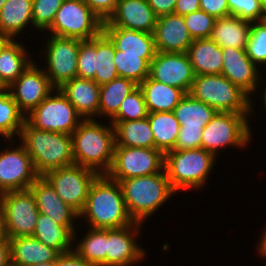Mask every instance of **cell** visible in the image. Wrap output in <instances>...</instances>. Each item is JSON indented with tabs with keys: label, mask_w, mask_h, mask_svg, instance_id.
<instances>
[{
	"label": "cell",
	"mask_w": 266,
	"mask_h": 266,
	"mask_svg": "<svg viewBox=\"0 0 266 266\" xmlns=\"http://www.w3.org/2000/svg\"><path fill=\"white\" fill-rule=\"evenodd\" d=\"M91 228L111 229L132 225L119 182L98 175L92 182L79 220Z\"/></svg>",
	"instance_id": "cell-1"
},
{
	"label": "cell",
	"mask_w": 266,
	"mask_h": 266,
	"mask_svg": "<svg viewBox=\"0 0 266 266\" xmlns=\"http://www.w3.org/2000/svg\"><path fill=\"white\" fill-rule=\"evenodd\" d=\"M71 137L75 164L106 175L112 166L116 145L113 125L83 119Z\"/></svg>",
	"instance_id": "cell-2"
},
{
	"label": "cell",
	"mask_w": 266,
	"mask_h": 266,
	"mask_svg": "<svg viewBox=\"0 0 266 266\" xmlns=\"http://www.w3.org/2000/svg\"><path fill=\"white\" fill-rule=\"evenodd\" d=\"M17 139L30 155L39 176L75 164L69 134L39 130L25 120Z\"/></svg>",
	"instance_id": "cell-3"
},
{
	"label": "cell",
	"mask_w": 266,
	"mask_h": 266,
	"mask_svg": "<svg viewBox=\"0 0 266 266\" xmlns=\"http://www.w3.org/2000/svg\"><path fill=\"white\" fill-rule=\"evenodd\" d=\"M119 184L128 214L134 222L142 224L177 194L164 169L152 175L121 180Z\"/></svg>",
	"instance_id": "cell-4"
},
{
	"label": "cell",
	"mask_w": 266,
	"mask_h": 266,
	"mask_svg": "<svg viewBox=\"0 0 266 266\" xmlns=\"http://www.w3.org/2000/svg\"><path fill=\"white\" fill-rule=\"evenodd\" d=\"M216 156L203 148L172 150L164 154V170L171 188L177 192L200 190L207 184Z\"/></svg>",
	"instance_id": "cell-5"
},
{
	"label": "cell",
	"mask_w": 266,
	"mask_h": 266,
	"mask_svg": "<svg viewBox=\"0 0 266 266\" xmlns=\"http://www.w3.org/2000/svg\"><path fill=\"white\" fill-rule=\"evenodd\" d=\"M189 94L217 112L253 113L255 115L253 99L222 74L195 76Z\"/></svg>",
	"instance_id": "cell-6"
},
{
	"label": "cell",
	"mask_w": 266,
	"mask_h": 266,
	"mask_svg": "<svg viewBox=\"0 0 266 266\" xmlns=\"http://www.w3.org/2000/svg\"><path fill=\"white\" fill-rule=\"evenodd\" d=\"M253 113L217 112L203 128L201 148L216 157L223 148L244 149L252 142L249 116Z\"/></svg>",
	"instance_id": "cell-7"
},
{
	"label": "cell",
	"mask_w": 266,
	"mask_h": 266,
	"mask_svg": "<svg viewBox=\"0 0 266 266\" xmlns=\"http://www.w3.org/2000/svg\"><path fill=\"white\" fill-rule=\"evenodd\" d=\"M103 23L83 0H64L45 33L90 40L103 32Z\"/></svg>",
	"instance_id": "cell-8"
},
{
	"label": "cell",
	"mask_w": 266,
	"mask_h": 266,
	"mask_svg": "<svg viewBox=\"0 0 266 266\" xmlns=\"http://www.w3.org/2000/svg\"><path fill=\"white\" fill-rule=\"evenodd\" d=\"M25 120L39 130L71 135L83 118L59 88H55Z\"/></svg>",
	"instance_id": "cell-9"
},
{
	"label": "cell",
	"mask_w": 266,
	"mask_h": 266,
	"mask_svg": "<svg viewBox=\"0 0 266 266\" xmlns=\"http://www.w3.org/2000/svg\"><path fill=\"white\" fill-rule=\"evenodd\" d=\"M0 208L4 215L8 239L34 234L40 212L30 189L0 194Z\"/></svg>",
	"instance_id": "cell-10"
},
{
	"label": "cell",
	"mask_w": 266,
	"mask_h": 266,
	"mask_svg": "<svg viewBox=\"0 0 266 266\" xmlns=\"http://www.w3.org/2000/svg\"><path fill=\"white\" fill-rule=\"evenodd\" d=\"M43 45L42 68L54 88L77 77V59L81 39L49 35Z\"/></svg>",
	"instance_id": "cell-11"
},
{
	"label": "cell",
	"mask_w": 266,
	"mask_h": 266,
	"mask_svg": "<svg viewBox=\"0 0 266 266\" xmlns=\"http://www.w3.org/2000/svg\"><path fill=\"white\" fill-rule=\"evenodd\" d=\"M163 169L164 154L158 149L115 146L113 163L106 175L120 182L159 173Z\"/></svg>",
	"instance_id": "cell-12"
},
{
	"label": "cell",
	"mask_w": 266,
	"mask_h": 266,
	"mask_svg": "<svg viewBox=\"0 0 266 266\" xmlns=\"http://www.w3.org/2000/svg\"><path fill=\"white\" fill-rule=\"evenodd\" d=\"M16 141L18 139H5L9 147L0 151V194L29 189L39 177L25 147Z\"/></svg>",
	"instance_id": "cell-13"
},
{
	"label": "cell",
	"mask_w": 266,
	"mask_h": 266,
	"mask_svg": "<svg viewBox=\"0 0 266 266\" xmlns=\"http://www.w3.org/2000/svg\"><path fill=\"white\" fill-rule=\"evenodd\" d=\"M58 196L78 214L83 210L88 191L98 174L83 166L72 164L43 175Z\"/></svg>",
	"instance_id": "cell-14"
},
{
	"label": "cell",
	"mask_w": 266,
	"mask_h": 266,
	"mask_svg": "<svg viewBox=\"0 0 266 266\" xmlns=\"http://www.w3.org/2000/svg\"><path fill=\"white\" fill-rule=\"evenodd\" d=\"M26 116L36 108L55 88L51 85L44 69L36 60L7 88Z\"/></svg>",
	"instance_id": "cell-15"
},
{
	"label": "cell",
	"mask_w": 266,
	"mask_h": 266,
	"mask_svg": "<svg viewBox=\"0 0 266 266\" xmlns=\"http://www.w3.org/2000/svg\"><path fill=\"white\" fill-rule=\"evenodd\" d=\"M143 225L134 222L129 226L107 229L106 266H132L147 257V251L136 240Z\"/></svg>",
	"instance_id": "cell-16"
},
{
	"label": "cell",
	"mask_w": 266,
	"mask_h": 266,
	"mask_svg": "<svg viewBox=\"0 0 266 266\" xmlns=\"http://www.w3.org/2000/svg\"><path fill=\"white\" fill-rule=\"evenodd\" d=\"M149 77L189 93L195 73L187 53L158 52L150 62Z\"/></svg>",
	"instance_id": "cell-17"
},
{
	"label": "cell",
	"mask_w": 266,
	"mask_h": 266,
	"mask_svg": "<svg viewBox=\"0 0 266 266\" xmlns=\"http://www.w3.org/2000/svg\"><path fill=\"white\" fill-rule=\"evenodd\" d=\"M29 189L35 197L39 212L47 215L55 223L67 227L73 233V244H75L78 237L76 221L79 219V214L58 196L44 176H39Z\"/></svg>",
	"instance_id": "cell-18"
},
{
	"label": "cell",
	"mask_w": 266,
	"mask_h": 266,
	"mask_svg": "<svg viewBox=\"0 0 266 266\" xmlns=\"http://www.w3.org/2000/svg\"><path fill=\"white\" fill-rule=\"evenodd\" d=\"M223 65L222 75L230 80L233 84L239 86L251 98L255 92L259 91L258 88L262 74L259 67H257L248 57L245 49L223 47ZM254 93V94H253Z\"/></svg>",
	"instance_id": "cell-19"
},
{
	"label": "cell",
	"mask_w": 266,
	"mask_h": 266,
	"mask_svg": "<svg viewBox=\"0 0 266 266\" xmlns=\"http://www.w3.org/2000/svg\"><path fill=\"white\" fill-rule=\"evenodd\" d=\"M157 16L147 0H119L103 26H114L153 34Z\"/></svg>",
	"instance_id": "cell-20"
},
{
	"label": "cell",
	"mask_w": 266,
	"mask_h": 266,
	"mask_svg": "<svg viewBox=\"0 0 266 266\" xmlns=\"http://www.w3.org/2000/svg\"><path fill=\"white\" fill-rule=\"evenodd\" d=\"M153 36L158 52L186 53L193 42L183 16L176 14L157 17Z\"/></svg>",
	"instance_id": "cell-21"
},
{
	"label": "cell",
	"mask_w": 266,
	"mask_h": 266,
	"mask_svg": "<svg viewBox=\"0 0 266 266\" xmlns=\"http://www.w3.org/2000/svg\"><path fill=\"white\" fill-rule=\"evenodd\" d=\"M59 89L83 119H98L100 85L94 80L76 77Z\"/></svg>",
	"instance_id": "cell-22"
},
{
	"label": "cell",
	"mask_w": 266,
	"mask_h": 266,
	"mask_svg": "<svg viewBox=\"0 0 266 266\" xmlns=\"http://www.w3.org/2000/svg\"><path fill=\"white\" fill-rule=\"evenodd\" d=\"M11 266H31L52 262L60 253L33 236L9 239Z\"/></svg>",
	"instance_id": "cell-23"
},
{
	"label": "cell",
	"mask_w": 266,
	"mask_h": 266,
	"mask_svg": "<svg viewBox=\"0 0 266 266\" xmlns=\"http://www.w3.org/2000/svg\"><path fill=\"white\" fill-rule=\"evenodd\" d=\"M103 33L121 54L156 55L154 36L151 33L127 28L103 26Z\"/></svg>",
	"instance_id": "cell-24"
},
{
	"label": "cell",
	"mask_w": 266,
	"mask_h": 266,
	"mask_svg": "<svg viewBox=\"0 0 266 266\" xmlns=\"http://www.w3.org/2000/svg\"><path fill=\"white\" fill-rule=\"evenodd\" d=\"M186 53L195 76L222 73V50L212 39H194Z\"/></svg>",
	"instance_id": "cell-25"
},
{
	"label": "cell",
	"mask_w": 266,
	"mask_h": 266,
	"mask_svg": "<svg viewBox=\"0 0 266 266\" xmlns=\"http://www.w3.org/2000/svg\"><path fill=\"white\" fill-rule=\"evenodd\" d=\"M250 28V21L230 15L215 20L209 38L221 48L246 49L250 36Z\"/></svg>",
	"instance_id": "cell-26"
},
{
	"label": "cell",
	"mask_w": 266,
	"mask_h": 266,
	"mask_svg": "<svg viewBox=\"0 0 266 266\" xmlns=\"http://www.w3.org/2000/svg\"><path fill=\"white\" fill-rule=\"evenodd\" d=\"M138 86L143 92L148 113L173 111L186 95L182 89L157 82L149 76Z\"/></svg>",
	"instance_id": "cell-27"
},
{
	"label": "cell",
	"mask_w": 266,
	"mask_h": 266,
	"mask_svg": "<svg viewBox=\"0 0 266 266\" xmlns=\"http://www.w3.org/2000/svg\"><path fill=\"white\" fill-rule=\"evenodd\" d=\"M32 3L33 0H7L0 10V31L17 40L23 30L26 32L28 27L31 28Z\"/></svg>",
	"instance_id": "cell-28"
},
{
	"label": "cell",
	"mask_w": 266,
	"mask_h": 266,
	"mask_svg": "<svg viewBox=\"0 0 266 266\" xmlns=\"http://www.w3.org/2000/svg\"><path fill=\"white\" fill-rule=\"evenodd\" d=\"M114 127L115 146L155 148L148 118L132 121H109Z\"/></svg>",
	"instance_id": "cell-29"
},
{
	"label": "cell",
	"mask_w": 266,
	"mask_h": 266,
	"mask_svg": "<svg viewBox=\"0 0 266 266\" xmlns=\"http://www.w3.org/2000/svg\"><path fill=\"white\" fill-rule=\"evenodd\" d=\"M12 40L0 55V79L8 88L34 61L27 46Z\"/></svg>",
	"instance_id": "cell-30"
},
{
	"label": "cell",
	"mask_w": 266,
	"mask_h": 266,
	"mask_svg": "<svg viewBox=\"0 0 266 266\" xmlns=\"http://www.w3.org/2000/svg\"><path fill=\"white\" fill-rule=\"evenodd\" d=\"M173 113L180 123V127L192 130H203L217 111L187 93L174 108Z\"/></svg>",
	"instance_id": "cell-31"
},
{
	"label": "cell",
	"mask_w": 266,
	"mask_h": 266,
	"mask_svg": "<svg viewBox=\"0 0 266 266\" xmlns=\"http://www.w3.org/2000/svg\"><path fill=\"white\" fill-rule=\"evenodd\" d=\"M137 86L133 80L119 76L101 85L98 118L107 117L110 120L118 112L124 98Z\"/></svg>",
	"instance_id": "cell-32"
},
{
	"label": "cell",
	"mask_w": 266,
	"mask_h": 266,
	"mask_svg": "<svg viewBox=\"0 0 266 266\" xmlns=\"http://www.w3.org/2000/svg\"><path fill=\"white\" fill-rule=\"evenodd\" d=\"M148 121L155 140V149L163 154L174 150L180 123L173 111L148 113Z\"/></svg>",
	"instance_id": "cell-33"
},
{
	"label": "cell",
	"mask_w": 266,
	"mask_h": 266,
	"mask_svg": "<svg viewBox=\"0 0 266 266\" xmlns=\"http://www.w3.org/2000/svg\"><path fill=\"white\" fill-rule=\"evenodd\" d=\"M32 236L60 254L73 250V233L42 213L38 215L36 229Z\"/></svg>",
	"instance_id": "cell-34"
},
{
	"label": "cell",
	"mask_w": 266,
	"mask_h": 266,
	"mask_svg": "<svg viewBox=\"0 0 266 266\" xmlns=\"http://www.w3.org/2000/svg\"><path fill=\"white\" fill-rule=\"evenodd\" d=\"M115 46L102 32L94 37V81L98 85L108 83L118 77L114 63Z\"/></svg>",
	"instance_id": "cell-35"
},
{
	"label": "cell",
	"mask_w": 266,
	"mask_h": 266,
	"mask_svg": "<svg viewBox=\"0 0 266 266\" xmlns=\"http://www.w3.org/2000/svg\"><path fill=\"white\" fill-rule=\"evenodd\" d=\"M87 228L73 250L93 266H106L107 229Z\"/></svg>",
	"instance_id": "cell-36"
},
{
	"label": "cell",
	"mask_w": 266,
	"mask_h": 266,
	"mask_svg": "<svg viewBox=\"0 0 266 266\" xmlns=\"http://www.w3.org/2000/svg\"><path fill=\"white\" fill-rule=\"evenodd\" d=\"M25 121L9 90L0 93V138L17 139Z\"/></svg>",
	"instance_id": "cell-37"
},
{
	"label": "cell",
	"mask_w": 266,
	"mask_h": 266,
	"mask_svg": "<svg viewBox=\"0 0 266 266\" xmlns=\"http://www.w3.org/2000/svg\"><path fill=\"white\" fill-rule=\"evenodd\" d=\"M155 55L121 54L115 49L114 63L119 77L133 80L136 84L142 83L149 76L150 62Z\"/></svg>",
	"instance_id": "cell-38"
},
{
	"label": "cell",
	"mask_w": 266,
	"mask_h": 266,
	"mask_svg": "<svg viewBox=\"0 0 266 266\" xmlns=\"http://www.w3.org/2000/svg\"><path fill=\"white\" fill-rule=\"evenodd\" d=\"M148 117L144 95L139 86L122 101L118 112L109 121H132Z\"/></svg>",
	"instance_id": "cell-39"
},
{
	"label": "cell",
	"mask_w": 266,
	"mask_h": 266,
	"mask_svg": "<svg viewBox=\"0 0 266 266\" xmlns=\"http://www.w3.org/2000/svg\"><path fill=\"white\" fill-rule=\"evenodd\" d=\"M246 53L251 61L263 70L266 67V19L251 22L250 36L246 46Z\"/></svg>",
	"instance_id": "cell-40"
},
{
	"label": "cell",
	"mask_w": 266,
	"mask_h": 266,
	"mask_svg": "<svg viewBox=\"0 0 266 266\" xmlns=\"http://www.w3.org/2000/svg\"><path fill=\"white\" fill-rule=\"evenodd\" d=\"M64 0H33L31 29L46 32L52 25L56 13Z\"/></svg>",
	"instance_id": "cell-41"
},
{
	"label": "cell",
	"mask_w": 266,
	"mask_h": 266,
	"mask_svg": "<svg viewBox=\"0 0 266 266\" xmlns=\"http://www.w3.org/2000/svg\"><path fill=\"white\" fill-rule=\"evenodd\" d=\"M229 14L242 20L256 22L266 19L261 0H227Z\"/></svg>",
	"instance_id": "cell-42"
},
{
	"label": "cell",
	"mask_w": 266,
	"mask_h": 266,
	"mask_svg": "<svg viewBox=\"0 0 266 266\" xmlns=\"http://www.w3.org/2000/svg\"><path fill=\"white\" fill-rule=\"evenodd\" d=\"M183 19L193 40L209 38L216 20L203 10L186 14Z\"/></svg>",
	"instance_id": "cell-43"
},
{
	"label": "cell",
	"mask_w": 266,
	"mask_h": 266,
	"mask_svg": "<svg viewBox=\"0 0 266 266\" xmlns=\"http://www.w3.org/2000/svg\"><path fill=\"white\" fill-rule=\"evenodd\" d=\"M77 77L93 80L94 70V38L80 42L77 59Z\"/></svg>",
	"instance_id": "cell-44"
},
{
	"label": "cell",
	"mask_w": 266,
	"mask_h": 266,
	"mask_svg": "<svg viewBox=\"0 0 266 266\" xmlns=\"http://www.w3.org/2000/svg\"><path fill=\"white\" fill-rule=\"evenodd\" d=\"M203 130H192L180 127L174 150H189L201 148Z\"/></svg>",
	"instance_id": "cell-45"
},
{
	"label": "cell",
	"mask_w": 266,
	"mask_h": 266,
	"mask_svg": "<svg viewBox=\"0 0 266 266\" xmlns=\"http://www.w3.org/2000/svg\"><path fill=\"white\" fill-rule=\"evenodd\" d=\"M200 10L215 19L230 16L227 0H200Z\"/></svg>",
	"instance_id": "cell-46"
},
{
	"label": "cell",
	"mask_w": 266,
	"mask_h": 266,
	"mask_svg": "<svg viewBox=\"0 0 266 266\" xmlns=\"http://www.w3.org/2000/svg\"><path fill=\"white\" fill-rule=\"evenodd\" d=\"M91 10L101 19L106 21L114 12L119 0H83Z\"/></svg>",
	"instance_id": "cell-47"
},
{
	"label": "cell",
	"mask_w": 266,
	"mask_h": 266,
	"mask_svg": "<svg viewBox=\"0 0 266 266\" xmlns=\"http://www.w3.org/2000/svg\"><path fill=\"white\" fill-rule=\"evenodd\" d=\"M55 266H93L84 260L74 250L60 254L55 260Z\"/></svg>",
	"instance_id": "cell-48"
},
{
	"label": "cell",
	"mask_w": 266,
	"mask_h": 266,
	"mask_svg": "<svg viewBox=\"0 0 266 266\" xmlns=\"http://www.w3.org/2000/svg\"><path fill=\"white\" fill-rule=\"evenodd\" d=\"M177 0H147L157 17L173 14Z\"/></svg>",
	"instance_id": "cell-49"
},
{
	"label": "cell",
	"mask_w": 266,
	"mask_h": 266,
	"mask_svg": "<svg viewBox=\"0 0 266 266\" xmlns=\"http://www.w3.org/2000/svg\"><path fill=\"white\" fill-rule=\"evenodd\" d=\"M200 10V0H177L173 14L184 16Z\"/></svg>",
	"instance_id": "cell-50"
},
{
	"label": "cell",
	"mask_w": 266,
	"mask_h": 266,
	"mask_svg": "<svg viewBox=\"0 0 266 266\" xmlns=\"http://www.w3.org/2000/svg\"><path fill=\"white\" fill-rule=\"evenodd\" d=\"M0 266H11L9 239L0 241Z\"/></svg>",
	"instance_id": "cell-51"
},
{
	"label": "cell",
	"mask_w": 266,
	"mask_h": 266,
	"mask_svg": "<svg viewBox=\"0 0 266 266\" xmlns=\"http://www.w3.org/2000/svg\"><path fill=\"white\" fill-rule=\"evenodd\" d=\"M265 227H263L262 229V234L259 238V242L256 244L257 246V254H259V256L261 255V257H263L264 259L266 258V225L264 224ZM259 252V253H258Z\"/></svg>",
	"instance_id": "cell-52"
},
{
	"label": "cell",
	"mask_w": 266,
	"mask_h": 266,
	"mask_svg": "<svg viewBox=\"0 0 266 266\" xmlns=\"http://www.w3.org/2000/svg\"><path fill=\"white\" fill-rule=\"evenodd\" d=\"M13 39L10 38L9 36L3 34L0 31V55L3 51V49L12 41Z\"/></svg>",
	"instance_id": "cell-53"
},
{
	"label": "cell",
	"mask_w": 266,
	"mask_h": 266,
	"mask_svg": "<svg viewBox=\"0 0 266 266\" xmlns=\"http://www.w3.org/2000/svg\"><path fill=\"white\" fill-rule=\"evenodd\" d=\"M6 239H7V235L5 231L4 215L0 208V241L6 240Z\"/></svg>",
	"instance_id": "cell-54"
},
{
	"label": "cell",
	"mask_w": 266,
	"mask_h": 266,
	"mask_svg": "<svg viewBox=\"0 0 266 266\" xmlns=\"http://www.w3.org/2000/svg\"><path fill=\"white\" fill-rule=\"evenodd\" d=\"M262 91H263L264 93H262V94L260 93V95H262V97H261V98H262L261 100H262V102H263L262 106L264 105L263 108H265V109H264V111H265V110H266V87H265V89H263Z\"/></svg>",
	"instance_id": "cell-55"
},
{
	"label": "cell",
	"mask_w": 266,
	"mask_h": 266,
	"mask_svg": "<svg viewBox=\"0 0 266 266\" xmlns=\"http://www.w3.org/2000/svg\"><path fill=\"white\" fill-rule=\"evenodd\" d=\"M31 266H55V260L52 262L39 263V264L31 265Z\"/></svg>",
	"instance_id": "cell-56"
},
{
	"label": "cell",
	"mask_w": 266,
	"mask_h": 266,
	"mask_svg": "<svg viewBox=\"0 0 266 266\" xmlns=\"http://www.w3.org/2000/svg\"><path fill=\"white\" fill-rule=\"evenodd\" d=\"M7 90V87L4 85V83L0 79V93Z\"/></svg>",
	"instance_id": "cell-57"
},
{
	"label": "cell",
	"mask_w": 266,
	"mask_h": 266,
	"mask_svg": "<svg viewBox=\"0 0 266 266\" xmlns=\"http://www.w3.org/2000/svg\"><path fill=\"white\" fill-rule=\"evenodd\" d=\"M7 0H0V10L2 9L3 5L6 3Z\"/></svg>",
	"instance_id": "cell-58"
},
{
	"label": "cell",
	"mask_w": 266,
	"mask_h": 266,
	"mask_svg": "<svg viewBox=\"0 0 266 266\" xmlns=\"http://www.w3.org/2000/svg\"><path fill=\"white\" fill-rule=\"evenodd\" d=\"M262 1V4H263V7H264V10H265V16H266V0H261Z\"/></svg>",
	"instance_id": "cell-59"
}]
</instances>
